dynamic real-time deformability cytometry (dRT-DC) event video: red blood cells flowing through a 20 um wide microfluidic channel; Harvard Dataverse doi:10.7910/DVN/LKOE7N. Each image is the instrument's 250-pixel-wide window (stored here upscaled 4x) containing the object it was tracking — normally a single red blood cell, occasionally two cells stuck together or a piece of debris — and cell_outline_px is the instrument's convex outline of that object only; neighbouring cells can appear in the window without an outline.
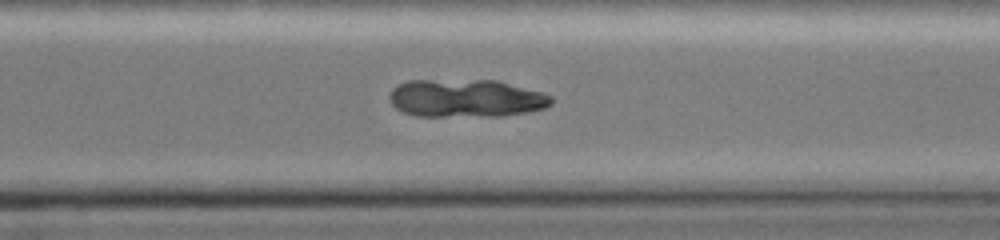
{"species": "common noctule bat (a hibernating species)", "species_latin": "Nyctalus noctula", "temperature_condition": "cold", "stored_images_in_passage": 46, "camera_frame_rate_fps": 3000, "um_per_image_px": 0.085, "animal": {"sex": "female", "body_mass_g": 19.0, "forearm_length_mm": 51.5}, "frame": {"image": 1, "passage_image": 33, "time_ms": 10.667, "image_size_px": [1000, 240], "cell_outline_px": [[552, 104], [544, 108], [528, 112], [500, 116], [416, 116], [404, 112], [396, 108], [392, 104], [392, 88], [396, 84], [408, 80], [496, 80], [544, 92], [552, 96]], "centroid_in_image_um": [39.64, 8.35], "position_along_channel_um": 331.0, "area_um2": 35.89}}
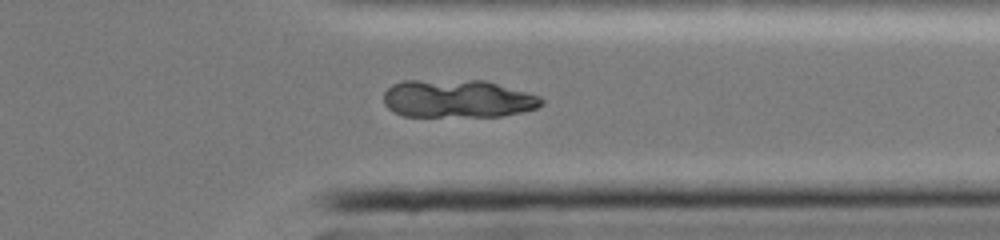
{"frame": {"image": 2, "passage_image": 36, "time_ms": 11.667, "image_size_px": [1000, 240], "cell_outline_px": [[544, 104], [536, 108], [520, 112], [500, 116], [404, 116], [392, 112], [384, 104], [384, 92], [392, 84], [404, 80], [484, 80], [540, 96], [544, 100]], "centroid_in_image_um": [38.87, 8.39], "position_along_channel_um": 372.5, "area_um2": 35.03}}